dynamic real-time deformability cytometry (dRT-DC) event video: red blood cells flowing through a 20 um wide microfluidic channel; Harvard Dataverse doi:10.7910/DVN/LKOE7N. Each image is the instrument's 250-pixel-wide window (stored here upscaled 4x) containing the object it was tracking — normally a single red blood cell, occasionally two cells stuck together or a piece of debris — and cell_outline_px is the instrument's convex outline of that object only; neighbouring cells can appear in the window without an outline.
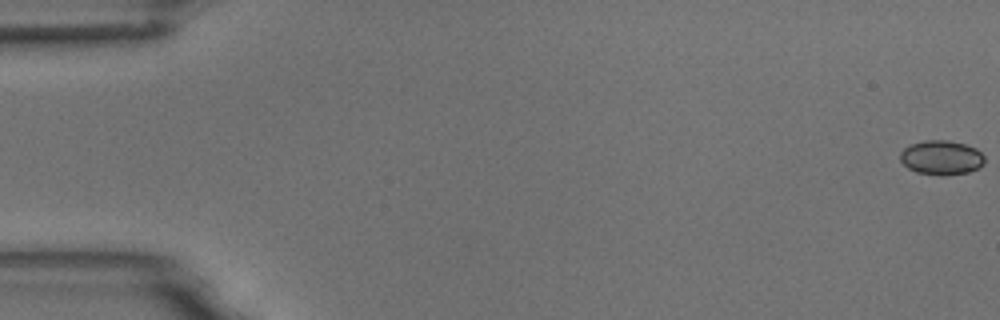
{"species": "common noctule bat (a hibernating species)", "species_latin": "Nyctalus noctula", "temperature_condition": "room temperature", "stored_images_in_passage": 55, "camera_frame_rate_fps": 3000, "um_per_image_px": 0.085, "animal": {"sex": "male", "body_mass_g": 18.8}, "frame": {"image": 1, "passage_image": 1, "time_ms": 0.0, "image_size_px": [1000, 320], "cell_outline_px": [[984, 164], [980, 168], [968, 172], [948, 176], [940, 176], [916, 172], [908, 168], [900, 160], [900, 152], [904, 148], [912, 144], [924, 140], [948, 140], [964, 144], [976, 148], [984, 156]], "centroid_in_image_um": [80.03, 13.41], "position_along_channel_um": 5.0, "area_um2": 17.11}}
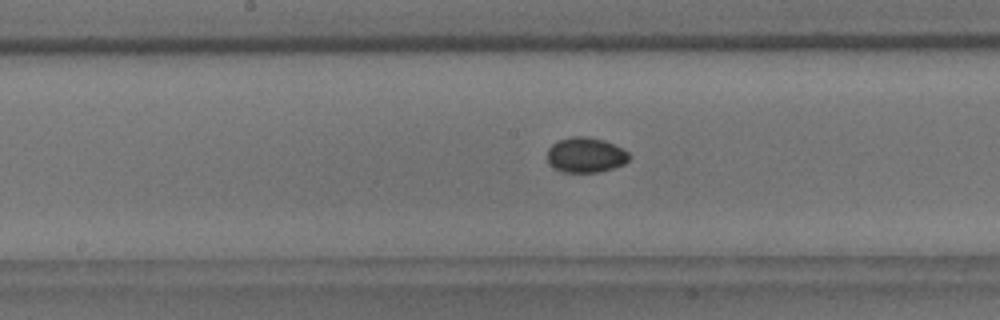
{"frame": {"image": 2, "passage_image": 29, "time_ms": 9.333, "image_size_px": [1000, 320], "cell_outline_px": [[632, 156], [624, 164], [600, 172], [564, 172], [548, 164], [548, 148], [556, 140], [572, 136], [584, 136], [604, 140], [628, 152]], "centroid_in_image_um": [49.77, 13.17], "position_along_channel_um": 198.4, "area_um2": 16.76}}
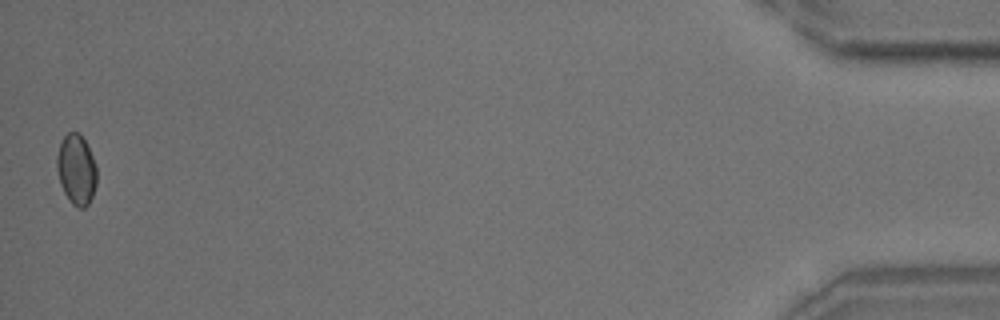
{"frame": {"image": 3, "passage_image": 55, "time_ms": 18.0, "image_size_px": [1000, 320], "cell_outline_px": [[96, 184], [92, 196], [88, 204], [84, 208], [76, 208], [72, 204], [64, 192], [60, 184], [56, 168], [56, 156], [60, 144], [64, 136], [68, 132], [80, 132], [92, 156], [96, 168]], "centroid_in_image_um": [6.47, 14.42], "position_along_channel_um": 428.7, "area_um2": 16.3}}